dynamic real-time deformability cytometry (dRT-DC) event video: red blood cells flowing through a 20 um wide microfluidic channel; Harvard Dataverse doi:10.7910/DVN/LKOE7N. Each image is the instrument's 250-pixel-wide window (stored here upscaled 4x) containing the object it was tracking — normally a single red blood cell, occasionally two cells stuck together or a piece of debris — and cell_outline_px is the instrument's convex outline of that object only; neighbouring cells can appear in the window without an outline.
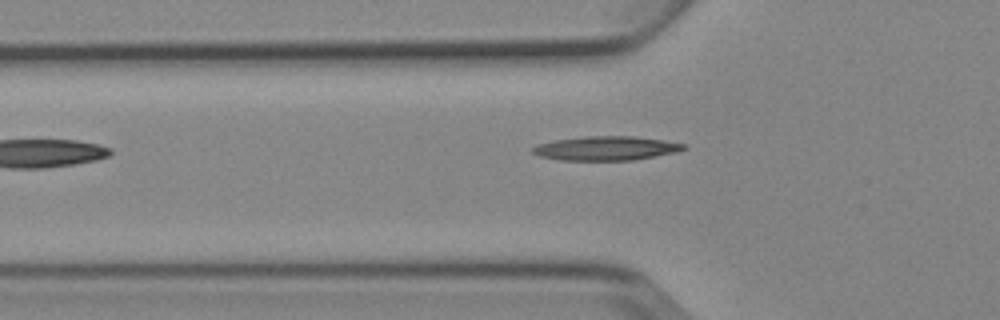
{"species": "Egyptian fruit bat (a non-hibernating species)", "species_latin": "Rousettus aegyptiacus", "temperature_condition": "cold", "stored_images_in_passage": 4, "camera_frame_rate_fps": 3000, "um_per_image_px": 0.085, "animal": {"sex": "female"}, "frame": {"image": 1, "passage_image": 3, "time_ms": 3.333, "image_size_px": [1000, 320], "cell_outline_px": [[688, 148], [676, 152], [632, 160], [560, 160], [540, 156], [532, 152], [532, 148], [536, 144], [556, 140], [584, 136], [632, 136], [660, 140], [684, 144]], "centroid_in_image_um": [51.48, 12.6], "position_along_channel_um": 74.3, "area_um2": 20.98}}
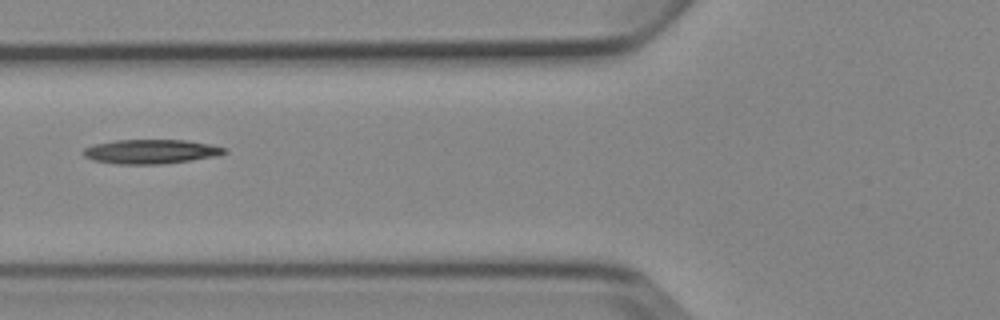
{"frame": {"image": 2, "passage_image": 4, "time_ms": 4.333, "image_size_px": [1000, 320], "cell_outline_px": [[228, 152], [216, 156], [192, 160], [160, 164], [116, 164], [92, 160], [84, 156], [84, 148], [92, 144], [116, 140], [184, 140], [208, 144], [228, 148]], "centroid_in_image_um": [12.82, 12.88], "position_along_channel_um": 113.0, "area_um2": 20.0}}